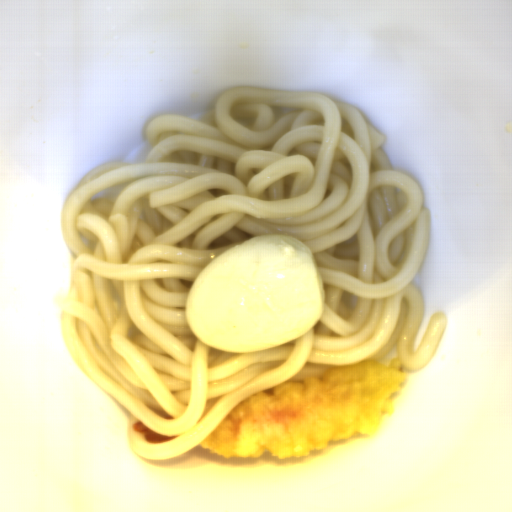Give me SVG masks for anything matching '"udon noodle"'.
<instances>
[{
	"mask_svg": "<svg viewBox=\"0 0 512 512\" xmlns=\"http://www.w3.org/2000/svg\"><path fill=\"white\" fill-rule=\"evenodd\" d=\"M145 162H105L63 202L69 289L56 295L62 338L81 371L128 411L140 458L193 449L242 402L332 368L381 362L405 371L434 357L450 322L425 317L413 285L430 214L415 179L393 168L353 105L324 92L233 86L198 118L148 122ZM309 246L326 308L284 345L226 352L196 338L185 301L215 258L263 234ZM141 421L172 441L145 443Z\"/></svg>",
	"mask_w": 512,
	"mask_h": 512,
	"instance_id": "obj_1",
	"label": "udon noodle"
}]
</instances>
